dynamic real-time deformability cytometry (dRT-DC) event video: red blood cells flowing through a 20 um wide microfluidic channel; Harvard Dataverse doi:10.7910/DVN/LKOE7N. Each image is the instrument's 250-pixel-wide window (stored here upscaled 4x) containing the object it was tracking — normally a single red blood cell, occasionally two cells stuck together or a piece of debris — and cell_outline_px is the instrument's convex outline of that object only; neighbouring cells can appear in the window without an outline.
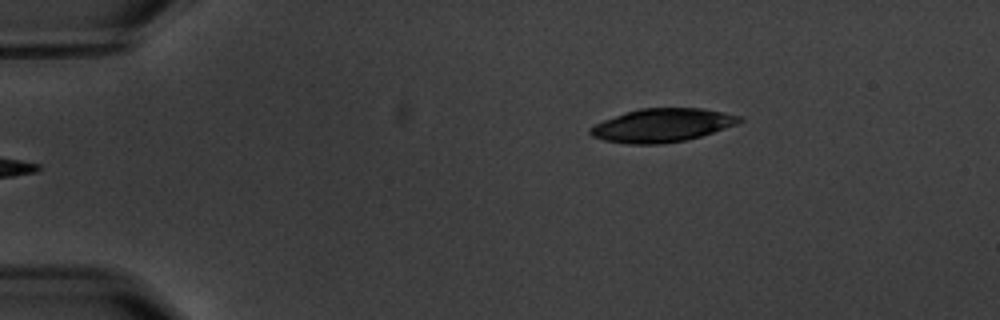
{"species": "common noctule bat (a hibernating species)", "species_latin": "Nyctalus noctula", "temperature_condition": "warm", "stored_images_in_passage": 5, "segment_of_instrument_passage": [2, 2], "camera_frame_rate_fps": 3000, "um_per_image_px": 0.085, "animal": {"sex": "male", "body_mass_g": 20.1, "forearm_length_mm": 53.5}, "frame": {"image": 1, "passage_image": 5, "time_ms": 5.667, "image_size_px": [1000, 320], "cell_outline_px": [[744, 120], [736, 124], [700, 136], [684, 140], [660, 144], [628, 144], [604, 140], [592, 136], [588, 132], [596, 124], [604, 120], [640, 108], [704, 108], [744, 116]], "centroid_in_image_um": [56.33, 10.64], "position_along_channel_um": 28.7, "area_um2": 28.78}}